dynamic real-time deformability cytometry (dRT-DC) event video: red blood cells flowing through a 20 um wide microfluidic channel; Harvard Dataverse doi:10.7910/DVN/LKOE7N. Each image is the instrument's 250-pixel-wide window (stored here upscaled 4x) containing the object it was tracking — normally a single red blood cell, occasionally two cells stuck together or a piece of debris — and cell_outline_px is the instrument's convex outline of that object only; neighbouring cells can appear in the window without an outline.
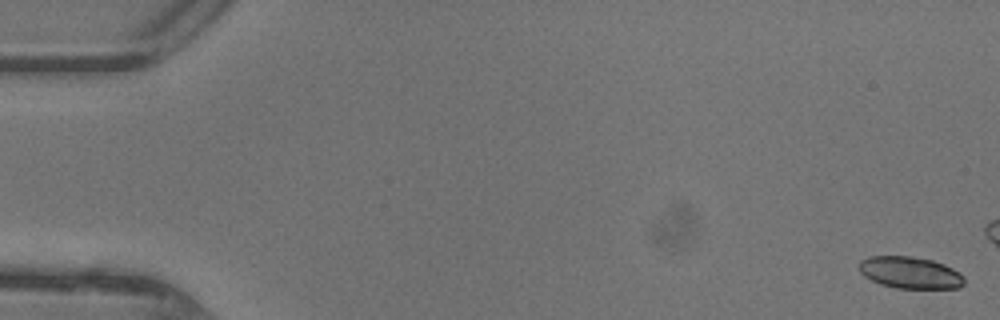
{"species": "common noctule bat (a hibernating species)", "species_latin": "Nyctalus noctula", "temperature_condition": "warm", "stored_images_in_passage": 48, "camera_frame_rate_fps": 3000, "um_per_image_px": 0.085, "animal": {"sex": "female"}, "frame": {"image": 1, "passage_image": 1, "time_ms": 0.0, "image_size_px": [1000, 320], "cell_outline_px": [[964, 284], [960, 288], [896, 288], [880, 284], [864, 276], [860, 272], [860, 260], [868, 256], [912, 256], [932, 260], [944, 264], [960, 272], [964, 276]], "centroid_in_image_um": [77.38, 23.17], "position_along_channel_um": 7.6, "area_um2": 19.59}}
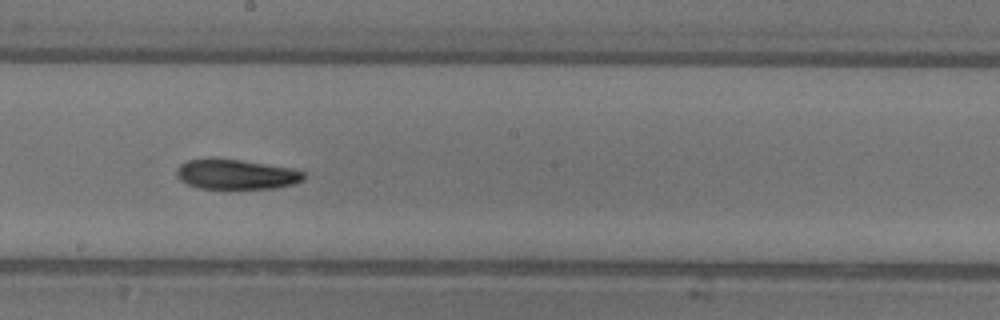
{"frame": {"image": 2, "passage_image": 27, "time_ms": 8.667, "image_size_px": [1000, 320], "cell_outline_px": [[304, 180], [292, 184], [276, 188], [200, 188], [188, 184], [180, 180], [176, 176], [176, 168], [180, 164], [188, 160], [212, 156], [240, 160], [292, 168], [304, 172]], "centroid_in_image_um": [20.02, 14.79], "position_along_channel_um": 228.2, "area_um2": 22.43}}
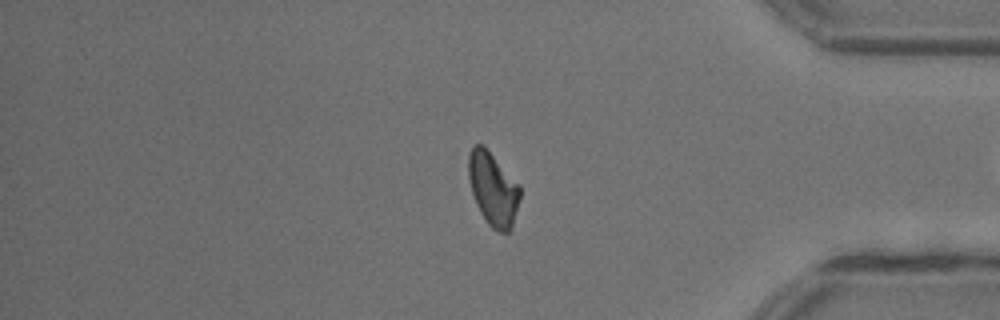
{"frame": {"image": 3, "passage_image": 40, "time_ms": 13.0, "image_size_px": [1000, 320], "cell_outline_px": [[520, 196], [512, 224], [508, 232], [500, 232], [492, 228], [488, 224], [480, 212], [476, 204], [472, 192], [468, 176], [468, 156], [472, 144], [480, 144], [520, 184]], "centroid_in_image_um": [41.89, 16.07], "position_along_channel_um": 393.3, "area_um2": 21.56}, "authors_computed_cell_mechanics": {"area_um2": 21.7039, "velocity_mm_per_s": 4.4024, "shape_relaxation_time_tau1_ms": 3.9143, "shape_relaxation_time_tau2_ms": 6.7463, "deformation_change_tau1": 0.1558, "deformation_change_tau2": 0.1723}}